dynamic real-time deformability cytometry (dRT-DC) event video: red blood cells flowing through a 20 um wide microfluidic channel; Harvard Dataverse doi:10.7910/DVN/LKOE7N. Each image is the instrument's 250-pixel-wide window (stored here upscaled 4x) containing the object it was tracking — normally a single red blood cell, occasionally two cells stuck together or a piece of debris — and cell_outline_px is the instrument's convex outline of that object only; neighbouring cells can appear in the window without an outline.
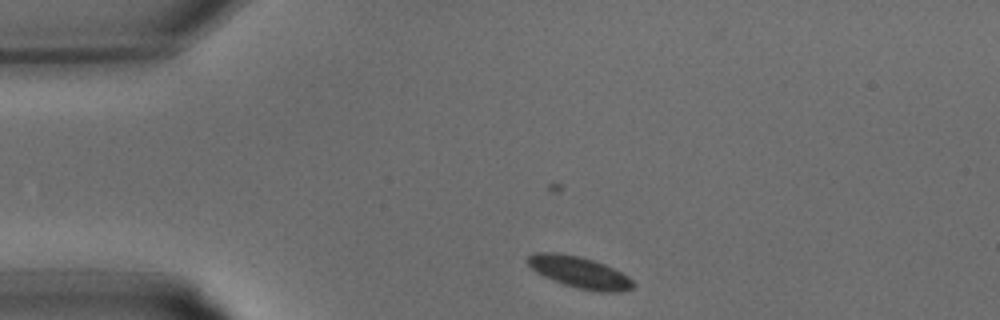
{"species": "common noctule bat (a hibernating species)", "species_latin": "Nyctalus noctula", "temperature_condition": "warm", "stored_images_in_passage": 26, "camera_frame_rate_fps": 3000, "um_per_image_px": 0.085, "animal": {"sex": "male", "body_mass_g": 15.6}, "frame": {"image": 1, "passage_image": 1, "time_ms": 0.0, "image_size_px": [1000, 320], "cell_outline_px": [[636, 284], [632, 288], [616, 292], [596, 292], [576, 288], [552, 280], [536, 272], [524, 260], [528, 256], [536, 252], [560, 252], [580, 256], [604, 264], [628, 276]], "centroid_in_image_um": [49.22, 23.14], "position_along_channel_um": 35.8, "area_um2": 19.48}}
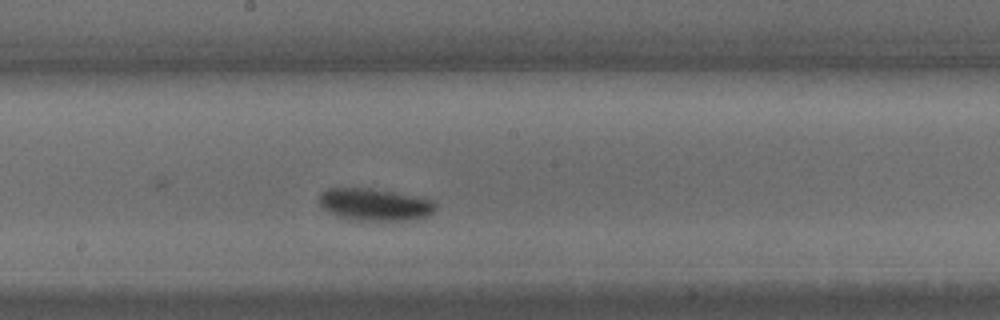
{"frame": {"image": 2, "passage_image": 12, "time_ms": 3.667, "image_size_px": [1000, 320], "cell_outline_px": [[436, 208], [428, 216], [416, 220], [356, 220], [340, 216], [324, 208], [320, 204], [320, 192], [328, 188], [372, 188], [416, 196], [432, 200], [436, 204]], "centroid_in_image_um": [31.9, 17.38], "position_along_channel_um": 216.3, "area_um2": 21.68}}
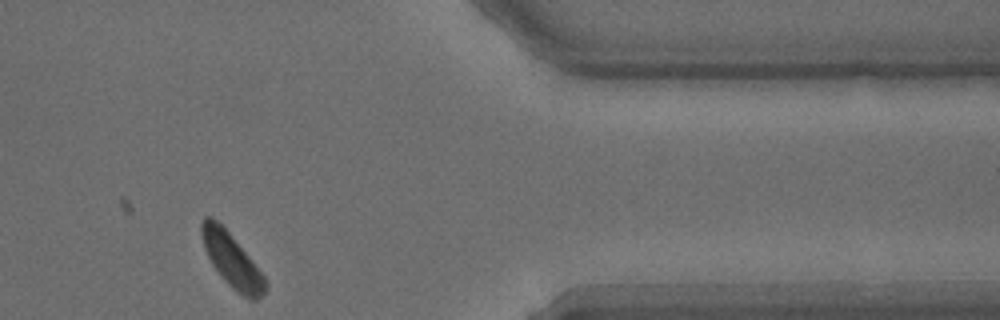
{"frame": {"image": 3, "passage_image": 22, "time_ms": 7.0, "image_size_px": [1000, 320], "cell_outline_px": [[268, 284], [264, 292], [256, 300], [252, 300], [236, 292], [224, 280], [212, 264], [204, 248], [200, 236], [200, 220], [204, 216], [212, 216], [228, 232], [248, 256], [264, 276]], "centroid_in_image_um": [19.66, 22.1], "position_along_channel_um": 391.7, "area_um2": 19.71}}